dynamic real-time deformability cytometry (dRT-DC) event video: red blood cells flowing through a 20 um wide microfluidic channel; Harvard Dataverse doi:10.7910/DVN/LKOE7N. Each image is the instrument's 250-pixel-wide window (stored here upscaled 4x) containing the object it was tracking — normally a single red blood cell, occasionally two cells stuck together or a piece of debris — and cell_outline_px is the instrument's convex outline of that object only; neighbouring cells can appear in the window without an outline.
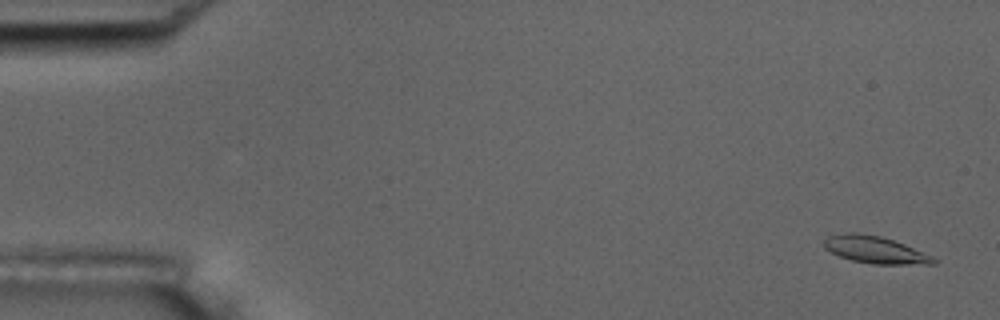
{"species": "common noctule bat (a hibernating species)", "species_latin": "Nyctalus noctula", "temperature_condition": "room temperature", "stored_images_in_passage": 56, "camera_frame_rate_fps": 3000, "um_per_image_px": 0.085, "animal": {"sex": "male", "body_mass_g": 17.5, "forearm_length_mm": 52.3}, "frame": {"image": 1, "passage_image": 3, "time_ms": 0.667, "image_size_px": [1000, 320], "cell_outline_px": [[940, 260], [936, 264], [872, 264], [852, 260], [840, 256], [824, 248], [824, 240], [828, 236], [844, 232], [856, 232], [880, 236], [904, 244], [932, 256]], "centroid_in_image_um": [74.39, 21.23], "position_along_channel_um": 10.6, "area_um2": 17.28}}
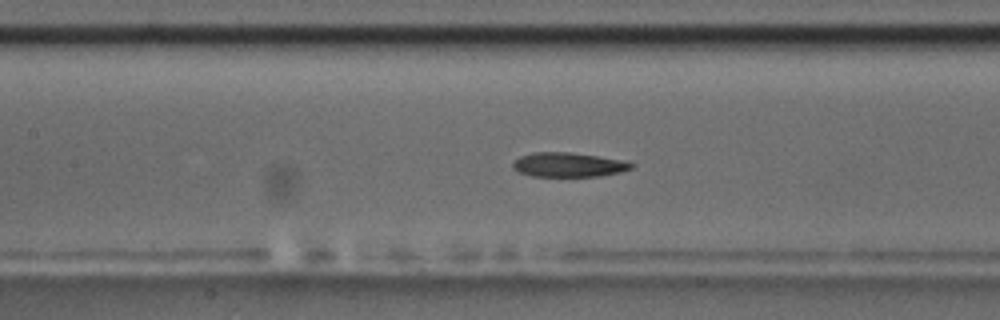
{"frame": {"image": 2, "passage_image": 26, "time_ms": 8.333, "image_size_px": [1000, 320], "cell_outline_px": [[636, 164], [632, 168], [620, 172], [600, 176], [532, 176], [520, 172], [512, 168], [512, 164], [520, 156], [532, 152], [572, 152], [628, 160]], "centroid_in_image_um": [48.38, 13.99], "position_along_channel_um": 159.0, "area_um2": 17.05}}
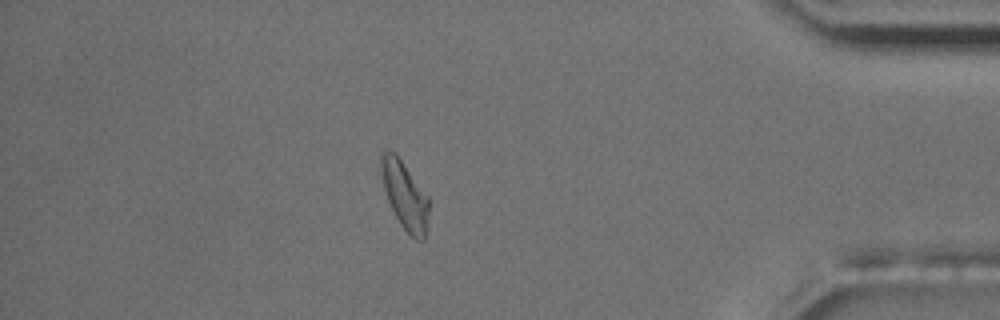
{"frame": {"image": 3, "passage_image": 49, "time_ms": 16.0, "image_size_px": [1000, 320], "cell_outline_px": [[428, 228], [424, 240], [416, 240], [400, 224], [388, 200], [384, 188], [380, 168], [380, 152], [384, 148], [392, 152], [400, 160], [428, 196]], "centroid_in_image_um": [34.4, 16.61], "position_along_channel_um": 400.8, "area_um2": 18.55}, "authors_computed_cell_mechanics": {"area_um2": 17.4556, "velocity_mm_per_s": 3.6597, "shape_relaxation_time_tau1_ms": null, "shape_relaxation_time_tau2_ms": 5.0785, "deformation_change_tau1": null, "deformation_change_tau2": 0.1247}}